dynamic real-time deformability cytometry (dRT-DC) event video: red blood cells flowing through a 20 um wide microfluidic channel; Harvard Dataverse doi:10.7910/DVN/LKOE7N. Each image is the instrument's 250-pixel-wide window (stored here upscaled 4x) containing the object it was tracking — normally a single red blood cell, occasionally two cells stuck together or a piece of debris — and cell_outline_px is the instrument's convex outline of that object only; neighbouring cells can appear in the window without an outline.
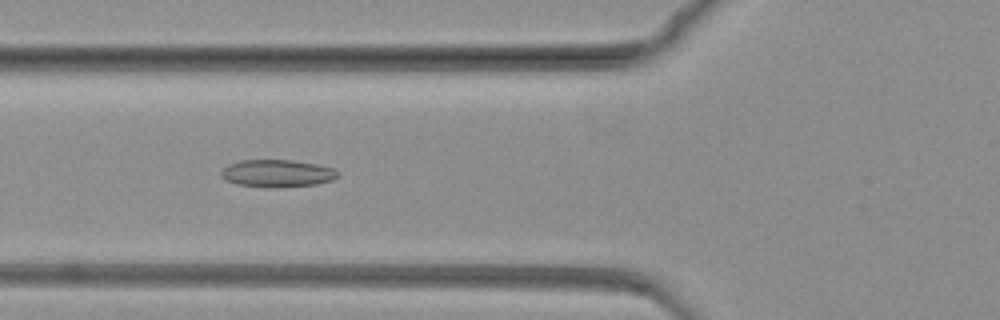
{"species": "common noctule bat (a hibernating species)", "species_latin": "Nyctalus noctula", "temperature_condition": "warm", "stored_images_in_passage": 82, "camera_frame_rate_fps": 3000, "um_per_image_px": 0.085, "animal": {"sex": "female", "body_mass_g": 19.3, "forearm_length_mm": 54.1}, "frame": {"image": 1, "passage_image": 31, "time_ms": 10.0, "image_size_px": [1000, 320], "cell_outline_px": [[340, 176], [332, 180], [316, 184], [236, 184], [220, 176], [220, 172], [228, 164], [240, 160], [292, 160], [316, 164], [332, 168], [340, 172]], "centroid_in_image_um": [23.59, 14.67], "position_along_channel_um": 102.2, "area_um2": 17.51}}
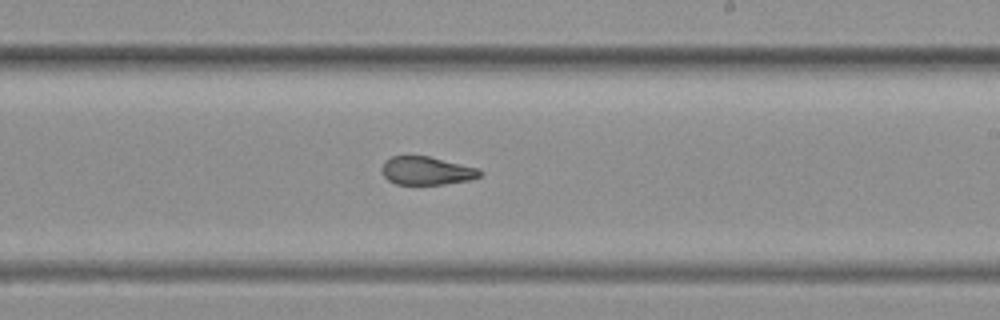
{"frame": {"image": 2, "passage_image": 49, "time_ms": 16.0, "image_size_px": [1000, 320], "cell_outline_px": [[484, 172], [480, 176], [468, 180], [444, 184], [396, 184], [388, 180], [384, 176], [380, 168], [384, 160], [392, 156], [428, 156], [480, 168]], "centroid_in_image_um": [36.26, 14.5], "position_along_channel_um": 252.7, "area_um2": 16.24}}
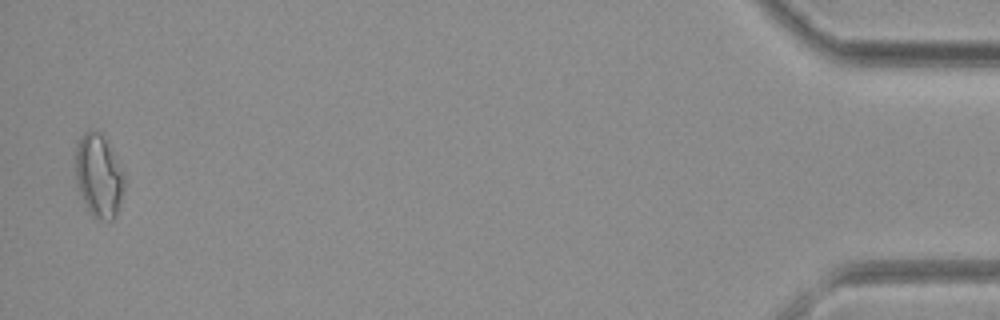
{"frame": {"image": 3, "passage_image": 81, "time_ms": 26.667, "image_size_px": [1000, 320], "cell_outline_px": [[124, 188], [116, 216], [112, 220], [104, 220], [92, 216], [76, 184], [76, 144], [84, 132], [100, 132], [124, 176]], "centroid_in_image_um": [8.37, 14.99], "position_along_channel_um": 426.8, "area_um2": 22.77}}